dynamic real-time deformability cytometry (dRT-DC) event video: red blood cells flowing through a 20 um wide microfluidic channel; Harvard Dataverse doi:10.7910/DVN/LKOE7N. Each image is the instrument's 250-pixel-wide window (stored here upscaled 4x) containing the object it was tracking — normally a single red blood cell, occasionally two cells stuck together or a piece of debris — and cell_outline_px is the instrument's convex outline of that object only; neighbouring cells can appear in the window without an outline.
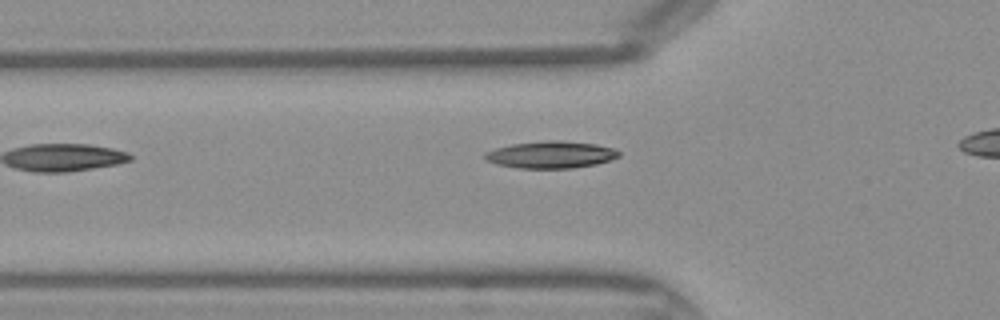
{"species": "Egyptian fruit bat (a non-hibernating species)", "species_latin": "Rousettus aegyptiacus", "temperature_condition": "warm", "stored_images_in_passage": 19, "camera_frame_rate_fps": 3000, "um_per_image_px": 0.085, "frame": {"image": 1, "passage_image": 2, "time_ms": 0.333, "image_size_px": [1000, 320], "cell_outline_px": [[620, 156], [596, 164], [572, 168], [516, 168], [496, 164], [484, 160], [484, 152], [496, 148], [512, 144], [548, 140], [560, 140], [596, 144], [612, 148], [620, 152]], "centroid_in_image_um": [46.78, 13.15], "position_along_channel_um": 79.0, "area_um2": 21.1}}
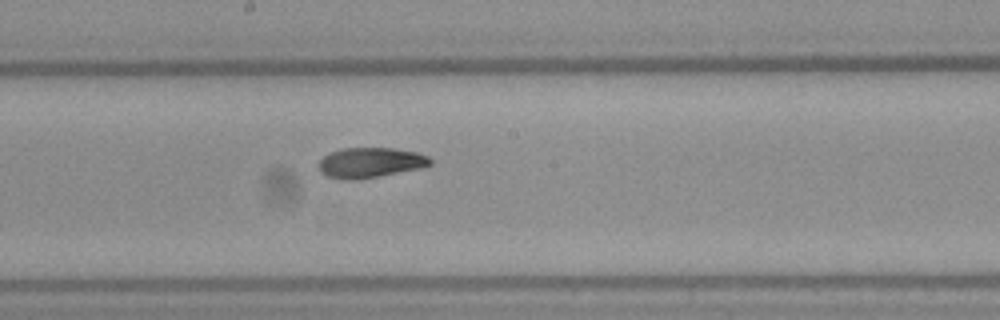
{"frame": {"image": 2, "passage_image": 11, "time_ms": 3.333, "image_size_px": [1000, 320], "cell_outline_px": [[432, 164], [424, 168], [380, 176], [328, 176], [320, 172], [316, 164], [324, 156], [332, 152], [344, 148], [392, 148], [416, 152], [428, 156], [432, 160]], "centroid_in_image_um": [31.56, 13.77], "position_along_channel_um": 216.6, "area_um2": 18.9}}
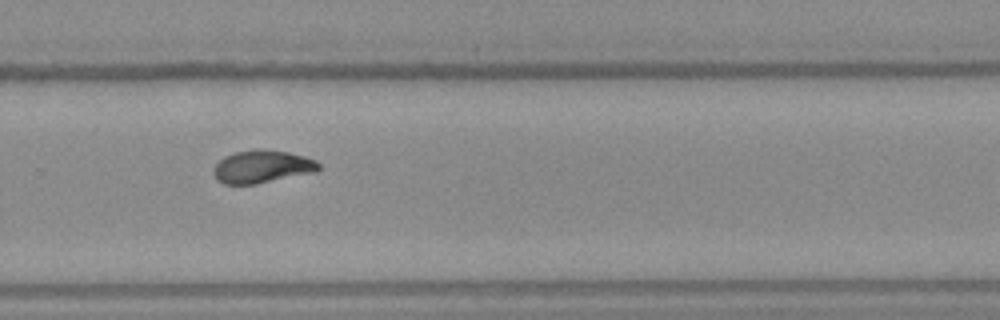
{"frame": {"image": 3, "passage_image": 17, "time_ms": 5.333, "image_size_px": [1000, 320], "cell_outline_px": [[320, 168], [316, 172], [256, 184], [224, 184], [216, 180], [212, 172], [212, 168], [224, 156], [236, 152], [288, 152], [304, 156], [316, 160], [320, 164]], "centroid_in_image_um": [22.27, 14.22], "position_along_channel_um": 307.5, "area_um2": 19.54}}